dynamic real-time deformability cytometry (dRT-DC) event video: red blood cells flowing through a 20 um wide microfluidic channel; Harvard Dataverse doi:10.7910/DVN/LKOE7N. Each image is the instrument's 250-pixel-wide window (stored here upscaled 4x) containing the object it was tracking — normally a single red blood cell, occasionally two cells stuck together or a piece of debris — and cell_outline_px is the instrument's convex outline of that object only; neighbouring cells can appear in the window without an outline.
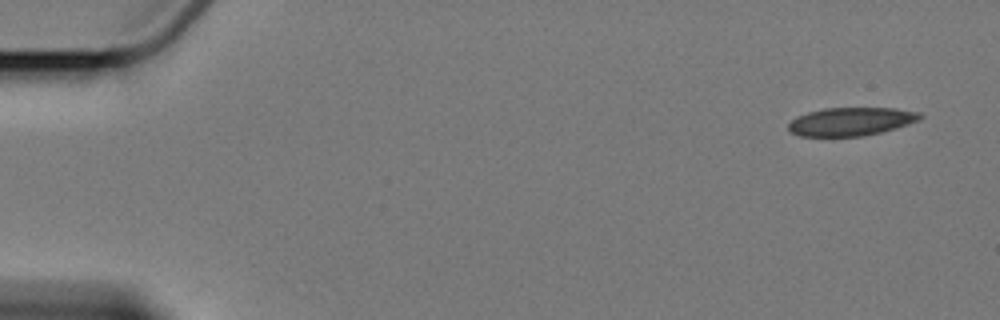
{"species": "Egyptian fruit bat (a non-hibernating species)", "species_latin": "Rousettus aegyptiacus", "temperature_condition": "cold", "stored_images_in_passage": 6, "camera_frame_rate_fps": 3000, "um_per_image_px": 0.085, "animal": {"sex": "female"}, "frame": {"image": 1, "passage_image": 1, "time_ms": 0.0, "image_size_px": [1000, 320], "cell_outline_px": [[924, 116], [920, 120], [896, 128], [864, 136], [800, 136], [792, 132], [788, 128], [788, 124], [796, 116], [808, 112], [824, 108], [896, 108], [920, 112]], "centroid_in_image_um": [72.36, 10.32], "position_along_channel_um": 12.6, "area_um2": 21.73}}
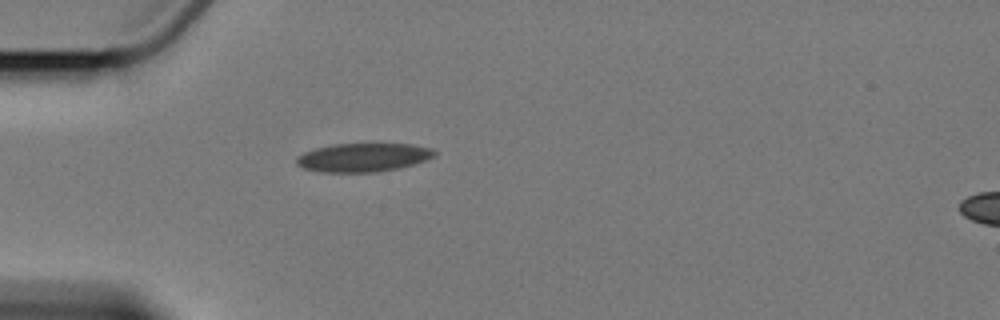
{"frame": {"image": 2, "passage_image": 5, "time_ms": 4.667, "image_size_px": [1000, 320], "cell_outline_px": [[436, 156], [428, 160], [400, 168], [376, 172], [320, 172], [304, 168], [296, 164], [296, 156], [304, 152], [316, 148], [332, 144], [412, 144], [432, 148], [436, 152]], "centroid_in_image_um": [30.89, 13.38], "position_along_channel_um": 54.1, "area_um2": 23.18}}